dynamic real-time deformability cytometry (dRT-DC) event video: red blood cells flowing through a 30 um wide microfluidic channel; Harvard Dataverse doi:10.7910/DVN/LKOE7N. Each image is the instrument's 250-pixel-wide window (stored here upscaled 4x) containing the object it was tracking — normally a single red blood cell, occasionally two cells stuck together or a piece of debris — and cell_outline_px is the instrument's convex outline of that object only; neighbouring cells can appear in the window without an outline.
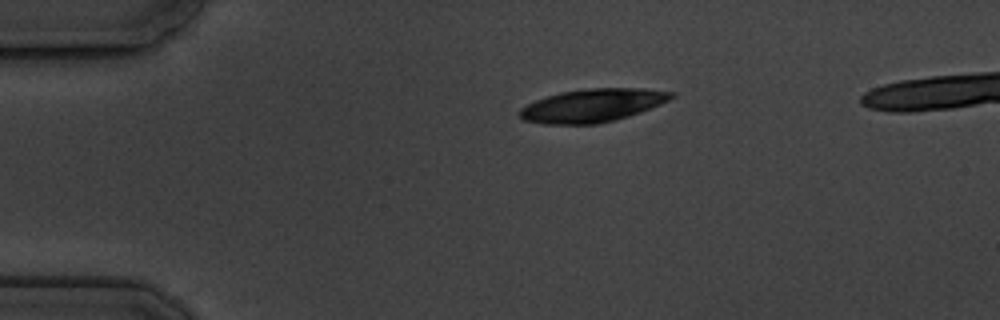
{"species": "common noctule bat (a hibernating species)", "species_latin": "Nyctalus noctula", "temperature_condition": "cold", "stored_images_in_passage": 3, "camera_frame_rate_fps": 3000, "um_per_image_px": 0.085, "animal": {"sex": "male", "body_mass_g": 19.5, "forearm_length_mm": 54.6}, "frame": {"image": 1, "passage_image": 1, "time_ms": 0.0, "image_size_px": [1000, 320], "cell_outline_px": [[676, 96], [660, 104], [640, 112], [628, 116], [596, 124], [544, 124], [524, 120], [520, 116], [520, 108], [536, 100], [560, 92], [592, 88], [644, 88], [676, 92]], "centroid_in_image_um": [50.39, 8.95], "position_along_channel_um": 34.6, "area_um2": 29.07}}